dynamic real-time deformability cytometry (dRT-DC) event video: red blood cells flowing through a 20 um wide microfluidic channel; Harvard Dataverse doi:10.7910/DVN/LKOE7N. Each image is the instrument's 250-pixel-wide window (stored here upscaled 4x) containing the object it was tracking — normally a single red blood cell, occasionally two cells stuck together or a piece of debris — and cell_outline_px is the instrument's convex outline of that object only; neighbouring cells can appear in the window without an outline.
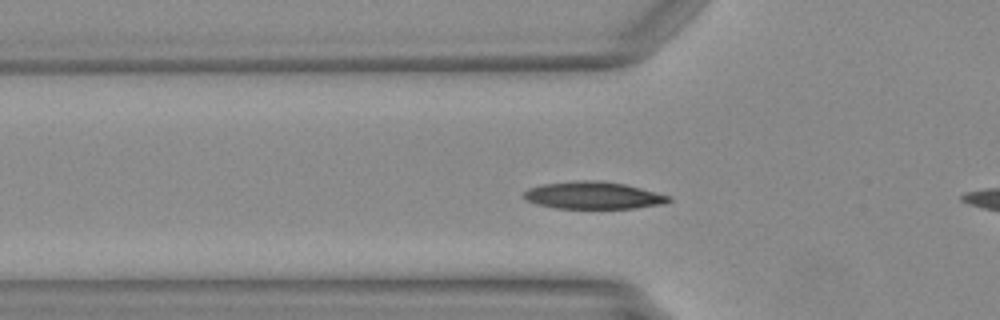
{"species": "Egyptian fruit bat (a non-hibernating species)", "species_latin": "Rousettus aegyptiacus", "temperature_condition": "warm", "stored_images_in_passage": 42, "camera_frame_rate_fps": 3000, "um_per_image_px": 0.085, "animal": {"sex": "female"}, "frame": {"image": 1, "passage_image": 8, "time_ms": 2.333, "image_size_px": [1000, 320], "cell_outline_px": [[672, 200], [664, 204], [632, 208], [556, 208], [536, 204], [524, 200], [524, 192], [528, 188], [544, 184], [580, 180], [592, 180], [624, 184], [640, 188], [668, 196]], "centroid_in_image_um": [50.38, 16.61], "position_along_channel_um": 75.4, "area_um2": 22.72}}
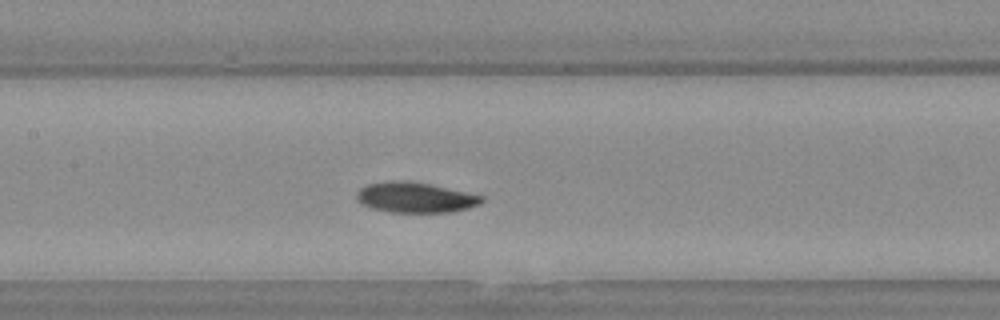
{"frame": {"image": 2, "passage_image": 15, "time_ms": 4.667, "image_size_px": [1000, 320], "cell_outline_px": [[484, 200], [480, 204], [468, 208], [448, 212], [388, 212], [372, 208], [360, 204], [356, 200], [356, 192], [360, 188], [368, 184], [388, 180], [404, 180], [428, 184], [484, 196]], "centroid_in_image_um": [35.24, 16.78], "position_along_channel_um": 172.2, "area_um2": 22.14}}
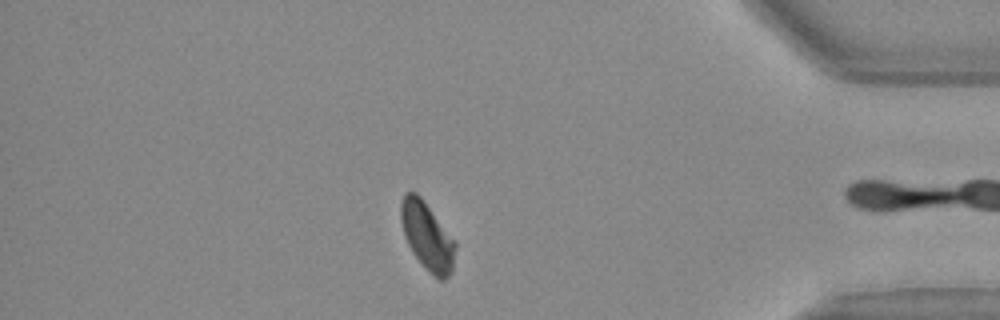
{"frame": {"image": 3, "passage_image": 34, "time_ms": 11.0, "image_size_px": [1000, 320], "cell_outline_px": [[456, 248], [452, 272], [444, 280], [440, 280], [432, 276], [412, 252], [404, 236], [400, 220], [400, 204], [404, 192], [416, 192], [420, 196], [456, 240]], "centroid_in_image_um": [36.32, 20.08], "position_along_channel_um": 398.9, "area_um2": 21.79}}